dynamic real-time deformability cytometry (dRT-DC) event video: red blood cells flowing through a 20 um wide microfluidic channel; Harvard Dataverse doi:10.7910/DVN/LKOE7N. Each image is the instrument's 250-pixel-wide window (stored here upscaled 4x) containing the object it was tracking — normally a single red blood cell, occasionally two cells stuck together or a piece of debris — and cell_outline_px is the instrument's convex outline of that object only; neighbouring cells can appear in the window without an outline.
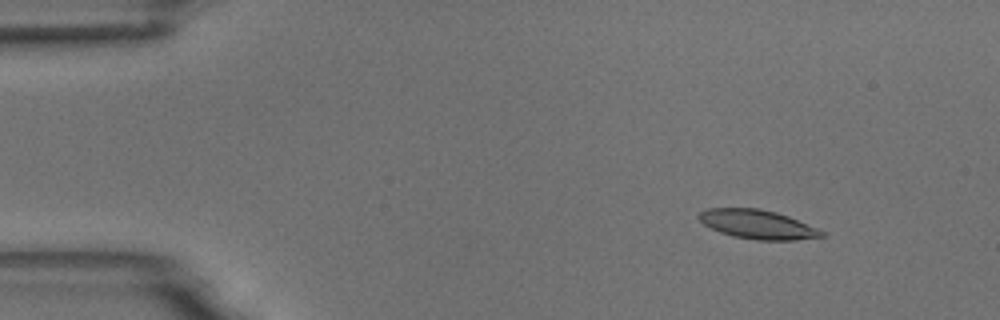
{"species": "common noctule bat (a hibernating species)", "species_latin": "Nyctalus noctula", "temperature_condition": "room temperature", "stored_images_in_passage": 7, "camera_frame_rate_fps": 3000, "um_per_image_px": 0.085, "animal": {"sex": "male", "body_mass_g": 18.8}, "frame": {"image": 1, "passage_image": 2, "time_ms": 2.0, "image_size_px": [1000, 320], "cell_outline_px": [[824, 236], [796, 240], [756, 240], [732, 236], [720, 232], [704, 224], [696, 216], [700, 212], [708, 208], [760, 208], [776, 212], [788, 216], [816, 228], [824, 232]], "centroid_in_image_um": [64.36, 19.07], "position_along_channel_um": 20.6, "area_um2": 20.63}}
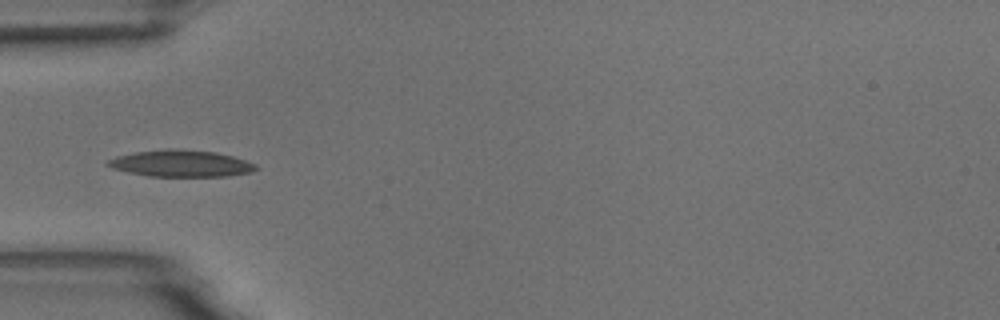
{"frame": {"image": 2, "passage_image": 5, "time_ms": 5.667, "image_size_px": [1000, 320], "cell_outline_px": [[260, 168], [252, 172], [228, 176], [148, 176], [128, 172], [112, 168], [104, 164], [108, 160], [116, 156], [136, 152], [168, 148], [216, 152], [232, 156], [256, 164]], "centroid_in_image_um": [15.38, 13.9], "position_along_channel_um": 69.6, "area_um2": 23.0}}